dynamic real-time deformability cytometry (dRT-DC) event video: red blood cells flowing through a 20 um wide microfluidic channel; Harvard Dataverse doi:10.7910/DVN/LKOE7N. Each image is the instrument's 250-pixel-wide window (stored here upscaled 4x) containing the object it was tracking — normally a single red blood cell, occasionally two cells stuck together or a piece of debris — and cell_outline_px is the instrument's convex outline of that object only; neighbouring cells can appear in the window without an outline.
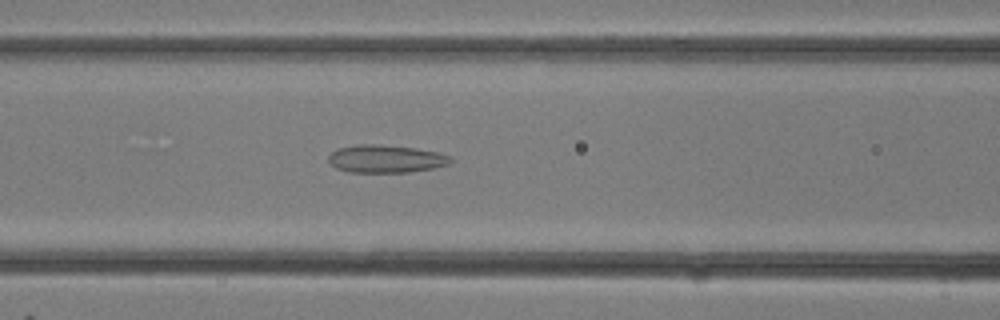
{"species": "common noctule bat (a hibernating species)", "species_latin": "Nyctalus noctula", "temperature_condition": "room temperature", "stored_images_in_passage": 15, "camera_frame_rate_fps": 3000, "um_per_image_px": 0.085, "animal": {"sex": "female"}, "frame": {"image": 1, "passage_image": 11, "time_ms": 3.333, "image_size_px": [1000, 320], "cell_outline_px": [[452, 160], [448, 164], [432, 168], [408, 172], [348, 172], [336, 168], [328, 160], [328, 156], [336, 148], [356, 144], [376, 144], [416, 148], [436, 152], [452, 156]], "centroid_in_image_um": [32.76, 13.49], "position_along_channel_um": 133.8, "area_um2": 19.77}}
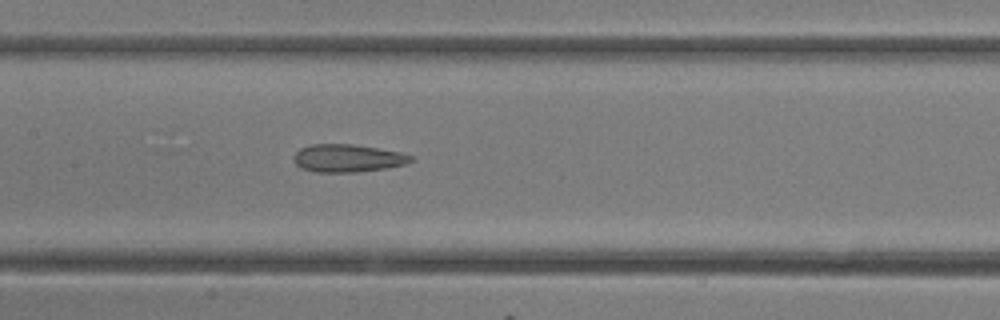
{"frame": {"image": 2, "passage_image": 13, "time_ms": 4.0, "image_size_px": [1000, 320], "cell_outline_px": [[416, 160], [404, 164], [384, 168], [356, 172], [316, 172], [300, 168], [296, 164], [292, 156], [300, 148], [312, 144], [352, 144], [400, 152], [412, 156]], "centroid_in_image_um": [29.52, 13.44], "position_along_channel_um": 177.9, "area_um2": 18.9}}
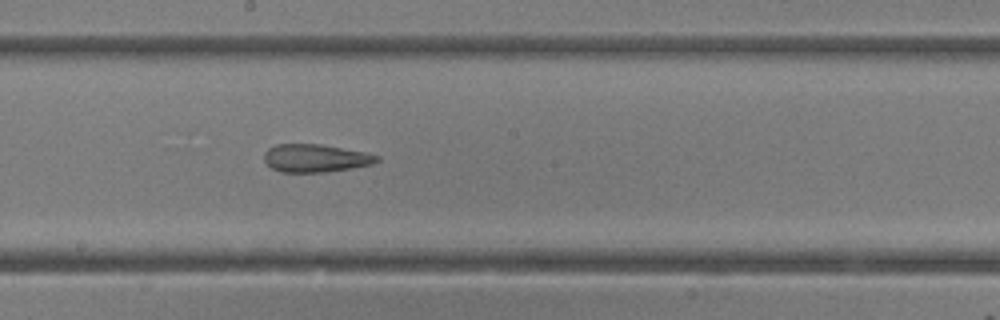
{"frame": {"image": 3, "passage_image": 15, "time_ms": 4.667, "image_size_px": [1000, 320], "cell_outline_px": [[380, 160], [372, 164], [352, 168], [324, 172], [280, 172], [272, 168], [264, 160], [264, 152], [268, 148], [276, 144], [320, 144], [364, 152], [380, 156]], "centroid_in_image_um": [26.8, 13.44], "position_along_channel_um": 221.4, "area_um2": 18.32}}